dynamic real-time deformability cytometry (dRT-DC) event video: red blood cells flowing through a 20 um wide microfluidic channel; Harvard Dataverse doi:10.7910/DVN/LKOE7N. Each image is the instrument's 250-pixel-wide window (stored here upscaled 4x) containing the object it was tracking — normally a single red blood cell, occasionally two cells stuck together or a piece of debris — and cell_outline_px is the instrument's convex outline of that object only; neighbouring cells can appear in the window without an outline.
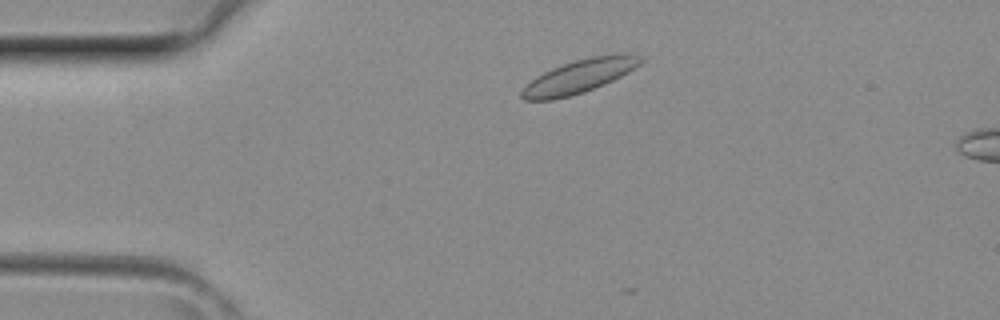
{"species": "common noctule bat (a hibernating species)", "species_latin": "Nyctalus noctula", "temperature_condition": "room temperature", "stored_images_in_passage": 7, "camera_frame_rate_fps": 3000, "um_per_image_px": 0.085, "animal": {"sex": "female", "body_mass_g": 29.2, "forearm_length_mm": 56.3}, "frame": {"image": 1, "passage_image": 4, "time_ms": 1.0, "image_size_px": [1000, 320], "cell_outline_px": [[644, 60], [640, 64], [628, 72], [604, 84], [584, 92], [572, 96], [552, 100], [524, 100], [520, 96], [520, 92], [536, 76], [552, 68], [576, 60], [592, 56], [612, 52], [624, 52], [644, 56]], "centroid_in_image_um": [49.3, 6.46], "position_along_channel_um": 35.7, "area_um2": 23.35}}